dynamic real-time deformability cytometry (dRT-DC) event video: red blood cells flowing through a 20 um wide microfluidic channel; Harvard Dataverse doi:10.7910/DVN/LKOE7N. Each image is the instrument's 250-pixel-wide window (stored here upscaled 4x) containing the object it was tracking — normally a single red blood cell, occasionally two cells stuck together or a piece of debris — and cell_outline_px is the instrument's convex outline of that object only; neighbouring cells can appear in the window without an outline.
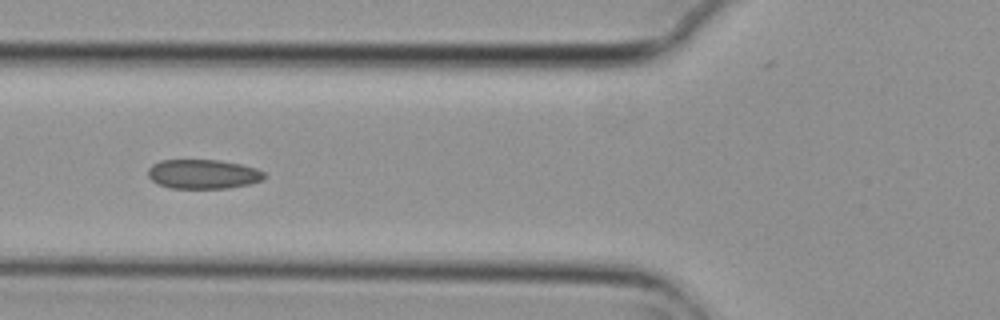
{"species": "common noctule bat (a hibernating species)", "species_latin": "Nyctalus noctula", "temperature_condition": "cold", "stored_images_in_passage": 5, "camera_frame_rate_fps": 3000, "um_per_image_px": 0.085, "animal": {"sex": "female", "body_mass_g": 29.2, "forearm_length_mm": 56.3}, "frame": {"image": 1, "passage_image": 5, "time_ms": 1.333, "image_size_px": [1000, 320], "cell_outline_px": [[264, 180], [248, 184], [228, 188], [172, 188], [160, 184], [152, 180], [148, 176], [148, 168], [152, 164], [160, 160], [220, 160], [240, 164], [256, 168], [264, 172]], "centroid_in_image_um": [17.26, 14.79], "position_along_channel_um": 108.5, "area_um2": 19.83}}